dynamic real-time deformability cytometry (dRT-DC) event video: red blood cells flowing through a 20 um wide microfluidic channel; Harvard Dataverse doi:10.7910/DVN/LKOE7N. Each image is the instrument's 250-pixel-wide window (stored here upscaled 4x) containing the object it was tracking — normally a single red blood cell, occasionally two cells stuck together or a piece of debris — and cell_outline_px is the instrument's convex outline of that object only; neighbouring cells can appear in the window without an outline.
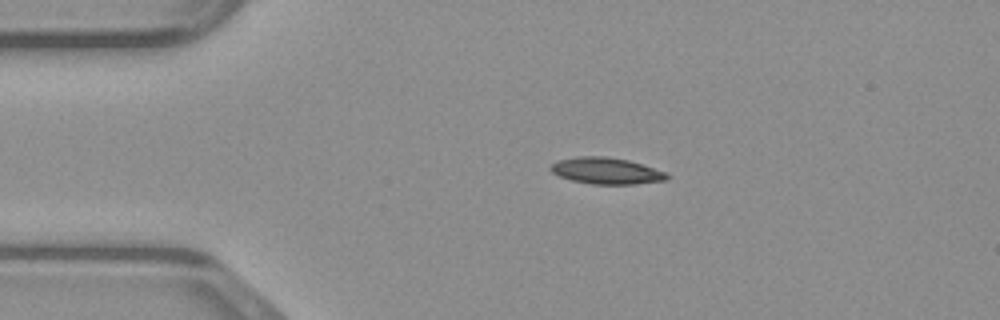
{"species": "common noctule bat (a hibernating species)", "species_latin": "Nyctalus noctula", "temperature_condition": "warm", "stored_images_in_passage": 39, "camera_frame_rate_fps": 3000, "um_per_image_px": 0.085, "animal": {"sex": "male", "body_mass_g": 23.1, "forearm_length_mm": 52.7}, "frame": {"image": 1, "passage_image": 1, "time_ms": 0.0, "image_size_px": [1000, 320], "cell_outline_px": [[668, 180], [636, 184], [592, 184], [572, 180], [560, 176], [552, 172], [548, 168], [556, 160], [580, 156], [604, 156], [628, 160], [664, 172], [668, 176]], "centroid_in_image_um": [51.49, 14.52], "position_along_channel_um": 33.5, "area_um2": 17.74}}
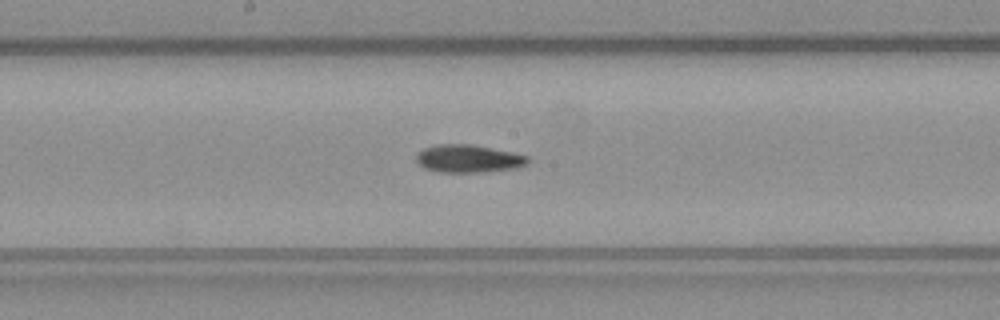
{"frame": {"image": 2, "passage_image": 16, "time_ms": 5.0, "image_size_px": [1000, 320], "cell_outline_px": [[528, 164], [516, 168], [488, 172], [440, 172], [424, 168], [416, 160], [416, 152], [424, 148], [436, 144], [472, 144], [528, 156]], "centroid_in_image_um": [39.79, 13.49], "position_along_channel_um": 208.4, "area_um2": 18.09}}
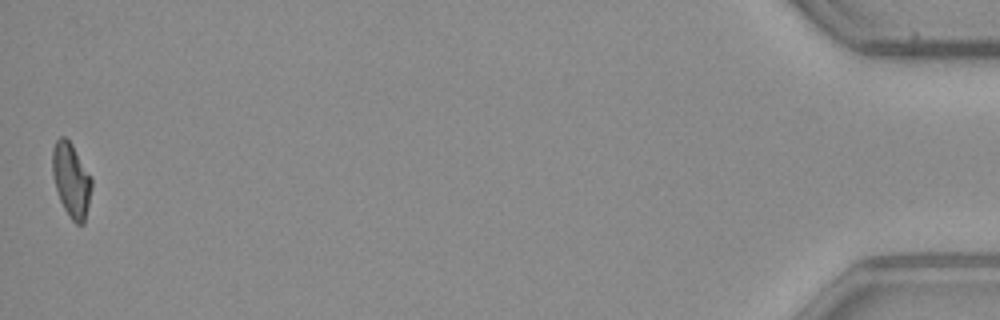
{"frame": {"image": 3, "passage_image": 39, "time_ms": 12.667, "image_size_px": [1000, 320], "cell_outline_px": [[92, 188], [84, 224], [76, 224], [72, 220], [64, 208], [60, 200], [52, 176], [52, 148], [56, 140], [60, 136], [64, 136], [72, 144], [92, 176]], "centroid_in_image_um": [6.06, 15.28], "position_along_channel_um": 429.1, "area_um2": 17.11}}